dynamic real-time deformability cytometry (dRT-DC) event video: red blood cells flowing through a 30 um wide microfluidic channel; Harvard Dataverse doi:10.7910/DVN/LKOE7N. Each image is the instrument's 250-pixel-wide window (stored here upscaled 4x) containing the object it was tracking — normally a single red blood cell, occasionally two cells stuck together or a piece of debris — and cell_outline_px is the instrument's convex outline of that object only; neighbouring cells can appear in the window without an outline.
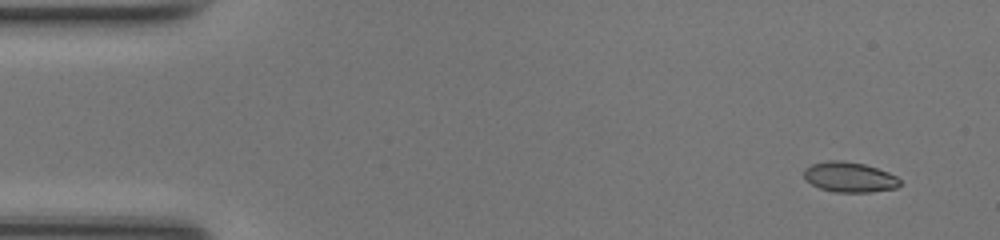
{"species": "common noctule bat (a hibernating species)", "species_latin": "Nyctalus noctula", "temperature_condition": "room temperature", "stored_images_in_passage": 49, "camera_frame_rate_fps": 3000, "um_per_image_px": 0.085, "animal": {"sex": "female", "body_mass_g": 17.0, "forearm_length_mm": 48.0}, "frame": {"image": 1, "passage_image": 3, "time_ms": 0.667, "image_size_px": [1000, 240], "cell_outline_px": [[900, 184], [896, 188], [872, 192], [836, 192], [820, 188], [812, 184], [804, 176], [804, 168], [812, 164], [828, 160], [844, 160], [864, 164], [888, 172], [896, 176], [900, 180]], "centroid_in_image_um": [72.21, 15.05], "position_along_channel_um": 12.8, "area_um2": 16.82}}
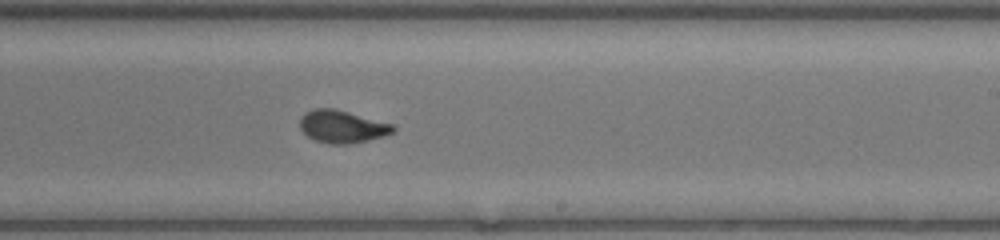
{"frame": {"image": 2, "passage_image": 29, "time_ms": 9.333, "image_size_px": [1000, 240], "cell_outline_px": [[396, 128], [392, 132], [384, 136], [352, 144], [328, 144], [316, 140], [308, 136], [300, 128], [300, 116], [304, 112], [312, 108], [332, 108], [348, 112], [392, 124]], "centroid_in_image_um": [29.05, 10.76], "position_along_channel_um": 260.0, "area_um2": 17.63}}
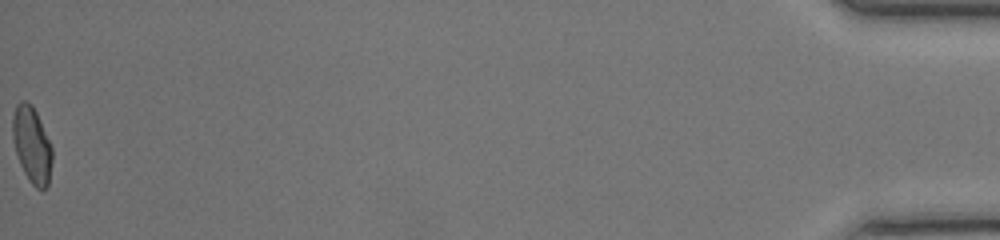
{"frame": {"image": 3, "passage_image": 49, "time_ms": 16.0, "image_size_px": [1000, 240], "cell_outline_px": [[52, 160], [48, 188], [36, 188], [28, 180], [20, 164], [12, 140], [12, 116], [16, 104], [20, 100], [24, 100], [32, 104], [40, 120], [52, 148]], "centroid_in_image_um": [2.69, 12.3], "position_along_channel_um": 432.5, "area_um2": 17.69}, "authors_computed_cell_mechanics": {"area_um2": 17.5134, "velocity_mm_per_s": 4.2491, "shape_relaxation_time_tau1_ms": 5.8136, "shape_relaxation_time_tau2_ms": null, "deformation_change_tau1": 0.1981, "deformation_change_tau2": null}}